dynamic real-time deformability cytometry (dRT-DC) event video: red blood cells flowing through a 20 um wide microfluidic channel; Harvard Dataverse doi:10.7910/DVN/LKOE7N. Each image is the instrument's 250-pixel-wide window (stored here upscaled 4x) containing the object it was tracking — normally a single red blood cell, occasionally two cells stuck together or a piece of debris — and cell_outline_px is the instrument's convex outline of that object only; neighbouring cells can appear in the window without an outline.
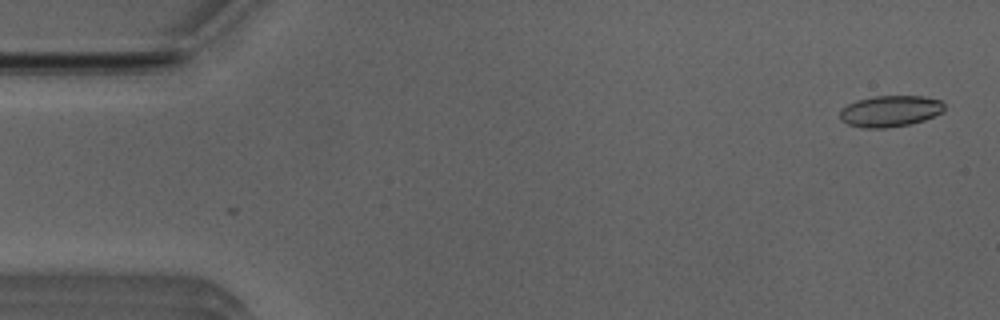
{"species": "Egyptian fruit bat (a non-hibernating species)", "species_latin": "Rousettus aegyptiacus", "temperature_condition": "room temperature", "stored_images_in_passage": 2, "camera_frame_rate_fps": 3000, "um_per_image_px": 0.085, "animal": {"sex": "male"}, "frame": {"image": 1, "passage_image": 2, "time_ms": 0.333, "image_size_px": [1000, 320], "cell_outline_px": [[944, 112], [924, 120], [912, 124], [888, 128], [864, 128], [848, 124], [840, 120], [840, 108], [856, 100], [876, 96], [924, 96], [940, 100], [944, 104]], "centroid_in_image_um": [75.66, 9.45], "position_along_channel_um": 9.3, "area_um2": 19.25}}